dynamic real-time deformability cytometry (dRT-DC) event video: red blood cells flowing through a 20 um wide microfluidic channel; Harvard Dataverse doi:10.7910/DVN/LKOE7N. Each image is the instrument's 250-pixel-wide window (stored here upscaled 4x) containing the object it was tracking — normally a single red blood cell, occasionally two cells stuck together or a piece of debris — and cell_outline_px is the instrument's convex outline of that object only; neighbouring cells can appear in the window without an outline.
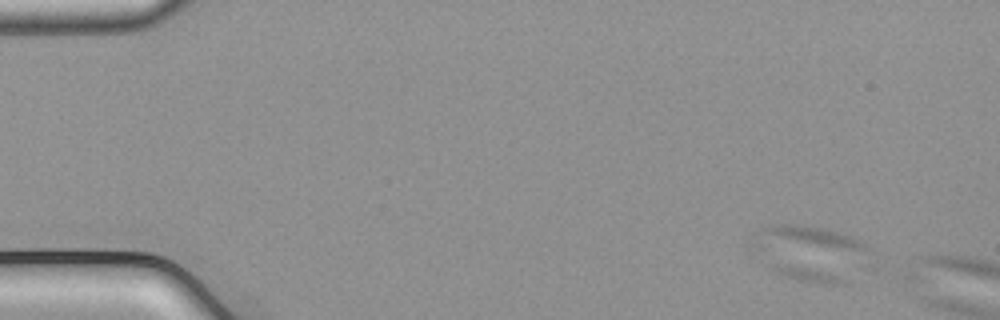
{"species": "common noctule bat (a hibernating species)", "species_latin": "Nyctalus noctula", "temperature_condition": "cold", "stored_images_in_passage": 11, "camera_frame_rate_fps": 3000, "um_per_image_px": 0.085, "animal": {"sex": "male", "body_mass_g": 21.5, "forearm_length_mm": 52.0}, "frame": {"image": 1, "passage_image": 6, "time_ms": 1.667, "image_size_px": [1000, 320], "cell_outline_px": [[876, 268], [848, 284], [816, 284], [796, 280], [772, 272], [744, 244], [752, 232], [768, 224], [792, 224], [824, 228], [852, 236], [860, 240], [876, 252]], "centroid_in_image_um": [69.0, 21.56], "position_along_channel_um": 16.0, "area_um2": 41.96}}